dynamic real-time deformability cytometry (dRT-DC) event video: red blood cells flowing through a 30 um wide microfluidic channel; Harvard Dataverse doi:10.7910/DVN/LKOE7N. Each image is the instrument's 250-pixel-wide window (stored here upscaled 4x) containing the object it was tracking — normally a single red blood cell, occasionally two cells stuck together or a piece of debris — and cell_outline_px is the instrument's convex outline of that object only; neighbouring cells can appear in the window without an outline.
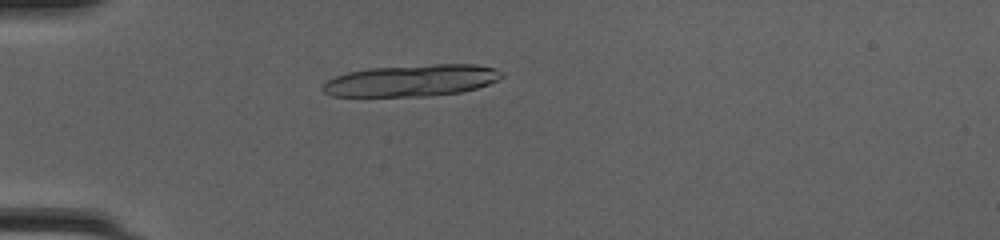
{"species": "common noctule bat (a hibernating species)", "species_latin": "Nyctalus noctula", "temperature_condition": "cold", "stored_images_in_passage": 49, "camera_frame_rate_fps": 3000, "um_per_image_px": 0.085, "animal": {"sex": "female", "body_mass_g": 20.0, "forearm_length_mm": 54.0}, "frame": {"image": 1, "passage_image": 15, "time_ms": 4.667, "image_size_px": [1000, 240], "cell_outline_px": [[504, 76], [500, 80], [476, 88], [460, 92], [428, 96], [332, 96], [324, 92], [320, 88], [328, 80], [336, 76], [348, 72], [368, 68], [436, 64], [476, 64], [496, 68], [504, 72]], "centroid_in_image_um": [35.03, 6.84], "position_along_channel_um": 50.0, "area_um2": 33.18}, "authors_computed_cell_mechanics": {"area_um2": 29.2468, "velocity_mm_per_s": 4.2348, "shape_relaxation_time_tau1_ms": 6.1972, "shape_relaxation_time_tau2_ms": 1.2932, "deformation_change_tau1": 0.1933, "deformation_change_tau2": 0.0611}}